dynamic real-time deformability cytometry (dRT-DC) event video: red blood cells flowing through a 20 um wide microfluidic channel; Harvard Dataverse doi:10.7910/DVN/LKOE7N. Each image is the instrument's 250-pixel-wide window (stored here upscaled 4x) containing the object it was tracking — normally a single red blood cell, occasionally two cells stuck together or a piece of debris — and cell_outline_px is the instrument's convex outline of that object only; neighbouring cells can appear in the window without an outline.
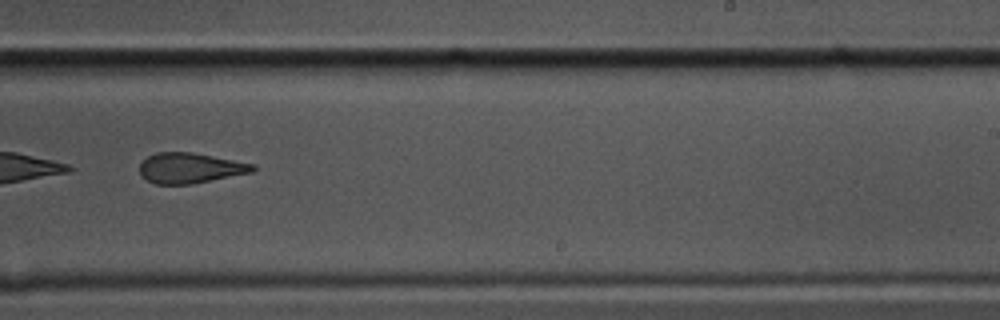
{"species": "common noctule bat (a hibernating species)", "species_latin": "Nyctalus noctula", "temperature_condition": "cold", "stored_images_in_passage": 47, "camera_frame_rate_fps": 3000, "um_per_image_px": 0.085, "animal": {"sex": "male", "body_mass_g": 17.5, "forearm_length_mm": 52.3}, "frame": {"image": 1, "passage_image": 27, "time_ms": 8.667, "image_size_px": [1000, 320], "cell_outline_px": [[256, 168], [252, 172], [192, 184], [156, 184], [140, 176], [140, 164], [148, 156], [156, 152], [192, 152], [256, 164]], "centroid_in_image_um": [16.16, 14.28], "position_along_channel_um": 272.8, "area_um2": 20.0}, "authors_computed_cell_mechanics": {"area_um2": 21.8484, "velocity_mm_per_s": 3.5401, "shape_relaxation_time_tau1_ms": 7.1384, "shape_relaxation_time_tau2_ms": 3.0916, "deformation_change_tau1": 0.2019, "deformation_change_tau2": 0.1316}}